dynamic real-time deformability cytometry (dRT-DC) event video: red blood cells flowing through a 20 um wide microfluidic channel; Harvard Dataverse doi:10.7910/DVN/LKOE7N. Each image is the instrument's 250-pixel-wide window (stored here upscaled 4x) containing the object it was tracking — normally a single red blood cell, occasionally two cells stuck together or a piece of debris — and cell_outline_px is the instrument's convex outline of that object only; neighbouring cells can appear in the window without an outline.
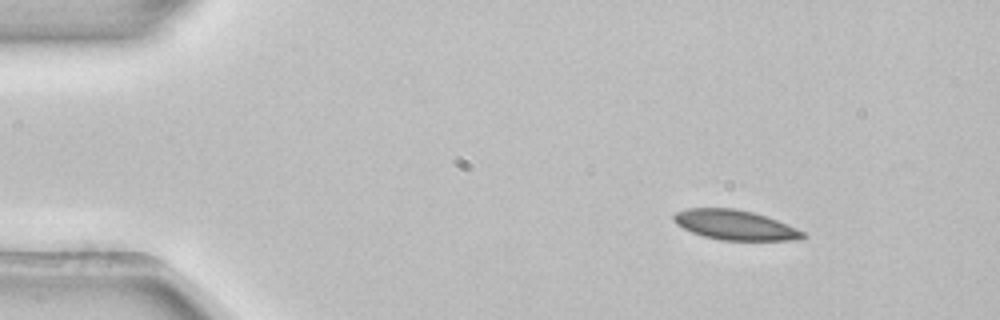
{"species": "common noctule bat (a hibernating species)", "species_latin": "Nyctalus noctula", "temperature_condition": "room temperature", "stored_images_in_passage": 2, "camera_frame_rate_fps": 3000, "um_per_image_px": 0.085, "animal": {"sex": "female", "body_mass_g": 22.7, "forearm_length_mm": 54.2}, "frame": {"image": 1, "passage_image": 1, "time_ms": 0.0, "image_size_px": [1000, 320], "cell_outline_px": [[808, 236], [800, 240], [720, 240], [704, 236], [692, 232], [676, 224], [672, 220], [672, 216], [676, 212], [688, 208], [736, 208], [752, 212], [788, 224], [804, 232]], "centroid_in_image_um": [62.47, 19.12], "position_along_channel_um": 22.5, "area_um2": 22.43}}